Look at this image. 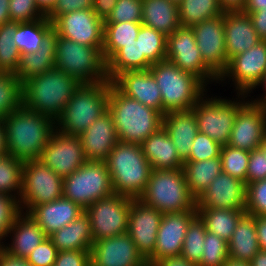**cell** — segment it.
I'll list each match as a JSON object with an SVG mask.
<instances>
[{"label": "cell", "instance_id": "cell-44", "mask_svg": "<svg viewBox=\"0 0 266 266\" xmlns=\"http://www.w3.org/2000/svg\"><path fill=\"white\" fill-rule=\"evenodd\" d=\"M206 232L205 223L197 215L188 226L180 256L198 266L201 262Z\"/></svg>", "mask_w": 266, "mask_h": 266}, {"label": "cell", "instance_id": "cell-40", "mask_svg": "<svg viewBox=\"0 0 266 266\" xmlns=\"http://www.w3.org/2000/svg\"><path fill=\"white\" fill-rule=\"evenodd\" d=\"M136 40H139L140 56L152 64L166 59L167 36L152 27L141 25Z\"/></svg>", "mask_w": 266, "mask_h": 266}, {"label": "cell", "instance_id": "cell-13", "mask_svg": "<svg viewBox=\"0 0 266 266\" xmlns=\"http://www.w3.org/2000/svg\"><path fill=\"white\" fill-rule=\"evenodd\" d=\"M166 59L197 77L206 87L209 83H219V78L202 59L192 27L180 26L167 36Z\"/></svg>", "mask_w": 266, "mask_h": 266}, {"label": "cell", "instance_id": "cell-8", "mask_svg": "<svg viewBox=\"0 0 266 266\" xmlns=\"http://www.w3.org/2000/svg\"><path fill=\"white\" fill-rule=\"evenodd\" d=\"M55 68L77 78L83 84L108 81L107 63L102 47H90L57 35Z\"/></svg>", "mask_w": 266, "mask_h": 266}, {"label": "cell", "instance_id": "cell-10", "mask_svg": "<svg viewBox=\"0 0 266 266\" xmlns=\"http://www.w3.org/2000/svg\"><path fill=\"white\" fill-rule=\"evenodd\" d=\"M112 193L111 176L104 161L87 160L63 179V197L77 203L84 210Z\"/></svg>", "mask_w": 266, "mask_h": 266}, {"label": "cell", "instance_id": "cell-9", "mask_svg": "<svg viewBox=\"0 0 266 266\" xmlns=\"http://www.w3.org/2000/svg\"><path fill=\"white\" fill-rule=\"evenodd\" d=\"M206 94L207 92L198 99L191 109L195 114L198 132L208 135L221 146L227 145L234 119L238 109L247 101V99L245 100L247 95L237 94V100L233 99L232 101L221 97L207 98Z\"/></svg>", "mask_w": 266, "mask_h": 266}, {"label": "cell", "instance_id": "cell-54", "mask_svg": "<svg viewBox=\"0 0 266 266\" xmlns=\"http://www.w3.org/2000/svg\"><path fill=\"white\" fill-rule=\"evenodd\" d=\"M94 0H56L46 17L53 22L59 15L93 7Z\"/></svg>", "mask_w": 266, "mask_h": 266}, {"label": "cell", "instance_id": "cell-68", "mask_svg": "<svg viewBox=\"0 0 266 266\" xmlns=\"http://www.w3.org/2000/svg\"><path fill=\"white\" fill-rule=\"evenodd\" d=\"M223 266H251L249 261L228 257Z\"/></svg>", "mask_w": 266, "mask_h": 266}, {"label": "cell", "instance_id": "cell-48", "mask_svg": "<svg viewBox=\"0 0 266 266\" xmlns=\"http://www.w3.org/2000/svg\"><path fill=\"white\" fill-rule=\"evenodd\" d=\"M142 0H117L104 23L141 22Z\"/></svg>", "mask_w": 266, "mask_h": 266}, {"label": "cell", "instance_id": "cell-19", "mask_svg": "<svg viewBox=\"0 0 266 266\" xmlns=\"http://www.w3.org/2000/svg\"><path fill=\"white\" fill-rule=\"evenodd\" d=\"M197 216V210L163 214L153 254L146 260L151 266L155 261L180 256L186 231Z\"/></svg>", "mask_w": 266, "mask_h": 266}, {"label": "cell", "instance_id": "cell-51", "mask_svg": "<svg viewBox=\"0 0 266 266\" xmlns=\"http://www.w3.org/2000/svg\"><path fill=\"white\" fill-rule=\"evenodd\" d=\"M221 145L208 135L198 132L186 161H202L220 156Z\"/></svg>", "mask_w": 266, "mask_h": 266}, {"label": "cell", "instance_id": "cell-20", "mask_svg": "<svg viewBox=\"0 0 266 266\" xmlns=\"http://www.w3.org/2000/svg\"><path fill=\"white\" fill-rule=\"evenodd\" d=\"M265 133V108L248 100L238 109L227 145L251 152L259 149Z\"/></svg>", "mask_w": 266, "mask_h": 266}, {"label": "cell", "instance_id": "cell-49", "mask_svg": "<svg viewBox=\"0 0 266 266\" xmlns=\"http://www.w3.org/2000/svg\"><path fill=\"white\" fill-rule=\"evenodd\" d=\"M245 211L253 216H266V179L247 185Z\"/></svg>", "mask_w": 266, "mask_h": 266}, {"label": "cell", "instance_id": "cell-22", "mask_svg": "<svg viewBox=\"0 0 266 266\" xmlns=\"http://www.w3.org/2000/svg\"><path fill=\"white\" fill-rule=\"evenodd\" d=\"M246 189L244 182L222 172L197 198V208L245 211Z\"/></svg>", "mask_w": 266, "mask_h": 266}, {"label": "cell", "instance_id": "cell-27", "mask_svg": "<svg viewBox=\"0 0 266 266\" xmlns=\"http://www.w3.org/2000/svg\"><path fill=\"white\" fill-rule=\"evenodd\" d=\"M8 237L12 239L11 244H5L6 246L3 245L1 248L13 257L24 259L47 238L42 228L25 212L16 218Z\"/></svg>", "mask_w": 266, "mask_h": 266}, {"label": "cell", "instance_id": "cell-53", "mask_svg": "<svg viewBox=\"0 0 266 266\" xmlns=\"http://www.w3.org/2000/svg\"><path fill=\"white\" fill-rule=\"evenodd\" d=\"M264 179H266V156L260 149L252 150L249 156L246 186Z\"/></svg>", "mask_w": 266, "mask_h": 266}, {"label": "cell", "instance_id": "cell-42", "mask_svg": "<svg viewBox=\"0 0 266 266\" xmlns=\"http://www.w3.org/2000/svg\"><path fill=\"white\" fill-rule=\"evenodd\" d=\"M22 165V161L9 154L0 156V193L20 199L22 192Z\"/></svg>", "mask_w": 266, "mask_h": 266}, {"label": "cell", "instance_id": "cell-2", "mask_svg": "<svg viewBox=\"0 0 266 266\" xmlns=\"http://www.w3.org/2000/svg\"><path fill=\"white\" fill-rule=\"evenodd\" d=\"M82 84L77 78L54 67L22 83V105L56 121Z\"/></svg>", "mask_w": 266, "mask_h": 266}, {"label": "cell", "instance_id": "cell-39", "mask_svg": "<svg viewBox=\"0 0 266 266\" xmlns=\"http://www.w3.org/2000/svg\"><path fill=\"white\" fill-rule=\"evenodd\" d=\"M181 26L193 27L224 13L218 0H182L178 4Z\"/></svg>", "mask_w": 266, "mask_h": 266}, {"label": "cell", "instance_id": "cell-60", "mask_svg": "<svg viewBox=\"0 0 266 266\" xmlns=\"http://www.w3.org/2000/svg\"><path fill=\"white\" fill-rule=\"evenodd\" d=\"M151 266H197L195 263L188 262L182 256L164 258L155 261Z\"/></svg>", "mask_w": 266, "mask_h": 266}, {"label": "cell", "instance_id": "cell-11", "mask_svg": "<svg viewBox=\"0 0 266 266\" xmlns=\"http://www.w3.org/2000/svg\"><path fill=\"white\" fill-rule=\"evenodd\" d=\"M63 197V178L40 160L22 165V192L19 199L22 212Z\"/></svg>", "mask_w": 266, "mask_h": 266}, {"label": "cell", "instance_id": "cell-59", "mask_svg": "<svg viewBox=\"0 0 266 266\" xmlns=\"http://www.w3.org/2000/svg\"><path fill=\"white\" fill-rule=\"evenodd\" d=\"M0 266H31L26 259L13 257L0 247Z\"/></svg>", "mask_w": 266, "mask_h": 266}, {"label": "cell", "instance_id": "cell-47", "mask_svg": "<svg viewBox=\"0 0 266 266\" xmlns=\"http://www.w3.org/2000/svg\"><path fill=\"white\" fill-rule=\"evenodd\" d=\"M22 213L20 201L18 198L0 193V247L4 245L10 229L16 221V218Z\"/></svg>", "mask_w": 266, "mask_h": 266}, {"label": "cell", "instance_id": "cell-34", "mask_svg": "<svg viewBox=\"0 0 266 266\" xmlns=\"http://www.w3.org/2000/svg\"><path fill=\"white\" fill-rule=\"evenodd\" d=\"M182 169L188 188L198 198L211 182L222 173L221 157L202 161H185Z\"/></svg>", "mask_w": 266, "mask_h": 266}, {"label": "cell", "instance_id": "cell-18", "mask_svg": "<svg viewBox=\"0 0 266 266\" xmlns=\"http://www.w3.org/2000/svg\"><path fill=\"white\" fill-rule=\"evenodd\" d=\"M163 214L140 199H132L128 216L127 233L137 251L147 260L154 252L156 236Z\"/></svg>", "mask_w": 266, "mask_h": 266}, {"label": "cell", "instance_id": "cell-62", "mask_svg": "<svg viewBox=\"0 0 266 266\" xmlns=\"http://www.w3.org/2000/svg\"><path fill=\"white\" fill-rule=\"evenodd\" d=\"M263 86L262 88L265 91L264 97L261 96V98H256L255 100L250 99V102L256 105H260L262 107L266 106V71L262 74L261 79L255 84V86L249 91L246 95L250 96L249 94L252 92V90L256 89L258 86Z\"/></svg>", "mask_w": 266, "mask_h": 266}, {"label": "cell", "instance_id": "cell-36", "mask_svg": "<svg viewBox=\"0 0 266 266\" xmlns=\"http://www.w3.org/2000/svg\"><path fill=\"white\" fill-rule=\"evenodd\" d=\"M141 22L104 23L102 53L106 63L125 45L136 40Z\"/></svg>", "mask_w": 266, "mask_h": 266}, {"label": "cell", "instance_id": "cell-63", "mask_svg": "<svg viewBox=\"0 0 266 266\" xmlns=\"http://www.w3.org/2000/svg\"><path fill=\"white\" fill-rule=\"evenodd\" d=\"M10 0H0V26L11 22L9 13Z\"/></svg>", "mask_w": 266, "mask_h": 266}, {"label": "cell", "instance_id": "cell-61", "mask_svg": "<svg viewBox=\"0 0 266 266\" xmlns=\"http://www.w3.org/2000/svg\"><path fill=\"white\" fill-rule=\"evenodd\" d=\"M224 11L242 10L246 0H218Z\"/></svg>", "mask_w": 266, "mask_h": 266}, {"label": "cell", "instance_id": "cell-65", "mask_svg": "<svg viewBox=\"0 0 266 266\" xmlns=\"http://www.w3.org/2000/svg\"><path fill=\"white\" fill-rule=\"evenodd\" d=\"M8 154L4 122L0 119V156Z\"/></svg>", "mask_w": 266, "mask_h": 266}, {"label": "cell", "instance_id": "cell-1", "mask_svg": "<svg viewBox=\"0 0 266 266\" xmlns=\"http://www.w3.org/2000/svg\"><path fill=\"white\" fill-rule=\"evenodd\" d=\"M7 152L22 162L39 160L51 135L55 121L23 105L4 117Z\"/></svg>", "mask_w": 266, "mask_h": 266}, {"label": "cell", "instance_id": "cell-25", "mask_svg": "<svg viewBox=\"0 0 266 266\" xmlns=\"http://www.w3.org/2000/svg\"><path fill=\"white\" fill-rule=\"evenodd\" d=\"M224 32L228 60L261 41L248 14L242 10L224 11Z\"/></svg>", "mask_w": 266, "mask_h": 266}, {"label": "cell", "instance_id": "cell-38", "mask_svg": "<svg viewBox=\"0 0 266 266\" xmlns=\"http://www.w3.org/2000/svg\"><path fill=\"white\" fill-rule=\"evenodd\" d=\"M52 29L53 24L46 16L33 22H17L13 38L20 54L36 52L43 38Z\"/></svg>", "mask_w": 266, "mask_h": 266}, {"label": "cell", "instance_id": "cell-52", "mask_svg": "<svg viewBox=\"0 0 266 266\" xmlns=\"http://www.w3.org/2000/svg\"><path fill=\"white\" fill-rule=\"evenodd\" d=\"M57 254V248L47 237L26 257V260L31 266H53Z\"/></svg>", "mask_w": 266, "mask_h": 266}, {"label": "cell", "instance_id": "cell-21", "mask_svg": "<svg viewBox=\"0 0 266 266\" xmlns=\"http://www.w3.org/2000/svg\"><path fill=\"white\" fill-rule=\"evenodd\" d=\"M91 266H147L129 234L123 233L93 243L90 252Z\"/></svg>", "mask_w": 266, "mask_h": 266}, {"label": "cell", "instance_id": "cell-43", "mask_svg": "<svg viewBox=\"0 0 266 266\" xmlns=\"http://www.w3.org/2000/svg\"><path fill=\"white\" fill-rule=\"evenodd\" d=\"M22 105V84L13 73L0 72V119Z\"/></svg>", "mask_w": 266, "mask_h": 266}, {"label": "cell", "instance_id": "cell-7", "mask_svg": "<svg viewBox=\"0 0 266 266\" xmlns=\"http://www.w3.org/2000/svg\"><path fill=\"white\" fill-rule=\"evenodd\" d=\"M138 199L162 214L197 210V198L188 188L182 168L152 169L146 188Z\"/></svg>", "mask_w": 266, "mask_h": 266}, {"label": "cell", "instance_id": "cell-37", "mask_svg": "<svg viewBox=\"0 0 266 266\" xmlns=\"http://www.w3.org/2000/svg\"><path fill=\"white\" fill-rule=\"evenodd\" d=\"M152 63L140 56L139 40L122 47L108 62L107 76L113 81L119 74L125 71L148 70Z\"/></svg>", "mask_w": 266, "mask_h": 266}, {"label": "cell", "instance_id": "cell-28", "mask_svg": "<svg viewBox=\"0 0 266 266\" xmlns=\"http://www.w3.org/2000/svg\"><path fill=\"white\" fill-rule=\"evenodd\" d=\"M162 127L175 145L180 159L185 162L198 133L194 112L192 110L168 112L163 115Z\"/></svg>", "mask_w": 266, "mask_h": 266}, {"label": "cell", "instance_id": "cell-30", "mask_svg": "<svg viewBox=\"0 0 266 266\" xmlns=\"http://www.w3.org/2000/svg\"><path fill=\"white\" fill-rule=\"evenodd\" d=\"M141 147L152 169L183 167L184 162L180 159L175 145L163 127L144 140Z\"/></svg>", "mask_w": 266, "mask_h": 266}, {"label": "cell", "instance_id": "cell-31", "mask_svg": "<svg viewBox=\"0 0 266 266\" xmlns=\"http://www.w3.org/2000/svg\"><path fill=\"white\" fill-rule=\"evenodd\" d=\"M49 238L58 251H91L94 241L89 216L82 213Z\"/></svg>", "mask_w": 266, "mask_h": 266}, {"label": "cell", "instance_id": "cell-15", "mask_svg": "<svg viewBox=\"0 0 266 266\" xmlns=\"http://www.w3.org/2000/svg\"><path fill=\"white\" fill-rule=\"evenodd\" d=\"M192 28L205 65L220 78L229 63L226 56L224 13L204 20Z\"/></svg>", "mask_w": 266, "mask_h": 266}, {"label": "cell", "instance_id": "cell-45", "mask_svg": "<svg viewBox=\"0 0 266 266\" xmlns=\"http://www.w3.org/2000/svg\"><path fill=\"white\" fill-rule=\"evenodd\" d=\"M250 152L223 145L220 151L222 172L246 184Z\"/></svg>", "mask_w": 266, "mask_h": 266}, {"label": "cell", "instance_id": "cell-70", "mask_svg": "<svg viewBox=\"0 0 266 266\" xmlns=\"http://www.w3.org/2000/svg\"><path fill=\"white\" fill-rule=\"evenodd\" d=\"M169 1L174 2L178 5L182 0H169Z\"/></svg>", "mask_w": 266, "mask_h": 266}, {"label": "cell", "instance_id": "cell-35", "mask_svg": "<svg viewBox=\"0 0 266 266\" xmlns=\"http://www.w3.org/2000/svg\"><path fill=\"white\" fill-rule=\"evenodd\" d=\"M246 211L221 208H197V215L205 223L206 230L228 242L240 218Z\"/></svg>", "mask_w": 266, "mask_h": 266}, {"label": "cell", "instance_id": "cell-57", "mask_svg": "<svg viewBox=\"0 0 266 266\" xmlns=\"http://www.w3.org/2000/svg\"><path fill=\"white\" fill-rule=\"evenodd\" d=\"M116 4L117 0H94L92 10L100 19L105 21Z\"/></svg>", "mask_w": 266, "mask_h": 266}, {"label": "cell", "instance_id": "cell-4", "mask_svg": "<svg viewBox=\"0 0 266 266\" xmlns=\"http://www.w3.org/2000/svg\"><path fill=\"white\" fill-rule=\"evenodd\" d=\"M114 193L138 199L148 183L152 167L139 144L119 141L104 160Z\"/></svg>", "mask_w": 266, "mask_h": 266}, {"label": "cell", "instance_id": "cell-23", "mask_svg": "<svg viewBox=\"0 0 266 266\" xmlns=\"http://www.w3.org/2000/svg\"><path fill=\"white\" fill-rule=\"evenodd\" d=\"M112 82L126 96L165 114L159 86L149 69L125 71Z\"/></svg>", "mask_w": 266, "mask_h": 266}, {"label": "cell", "instance_id": "cell-56", "mask_svg": "<svg viewBox=\"0 0 266 266\" xmlns=\"http://www.w3.org/2000/svg\"><path fill=\"white\" fill-rule=\"evenodd\" d=\"M248 14L259 39L266 41V8L259 11H243Z\"/></svg>", "mask_w": 266, "mask_h": 266}, {"label": "cell", "instance_id": "cell-16", "mask_svg": "<svg viewBox=\"0 0 266 266\" xmlns=\"http://www.w3.org/2000/svg\"><path fill=\"white\" fill-rule=\"evenodd\" d=\"M39 160L64 179L82 166L87 158L79 136H69L55 130Z\"/></svg>", "mask_w": 266, "mask_h": 266}, {"label": "cell", "instance_id": "cell-58", "mask_svg": "<svg viewBox=\"0 0 266 266\" xmlns=\"http://www.w3.org/2000/svg\"><path fill=\"white\" fill-rule=\"evenodd\" d=\"M255 225L260 250L266 251V216H255Z\"/></svg>", "mask_w": 266, "mask_h": 266}, {"label": "cell", "instance_id": "cell-33", "mask_svg": "<svg viewBox=\"0 0 266 266\" xmlns=\"http://www.w3.org/2000/svg\"><path fill=\"white\" fill-rule=\"evenodd\" d=\"M259 250L255 216L245 213L228 241L229 257L250 262Z\"/></svg>", "mask_w": 266, "mask_h": 266}, {"label": "cell", "instance_id": "cell-3", "mask_svg": "<svg viewBox=\"0 0 266 266\" xmlns=\"http://www.w3.org/2000/svg\"><path fill=\"white\" fill-rule=\"evenodd\" d=\"M108 111L111 113L119 141L141 145L162 127L163 115L123 94L110 85Z\"/></svg>", "mask_w": 266, "mask_h": 266}, {"label": "cell", "instance_id": "cell-26", "mask_svg": "<svg viewBox=\"0 0 266 266\" xmlns=\"http://www.w3.org/2000/svg\"><path fill=\"white\" fill-rule=\"evenodd\" d=\"M84 212L85 210L77 203L61 197L50 203L35 206L28 214L49 237Z\"/></svg>", "mask_w": 266, "mask_h": 266}, {"label": "cell", "instance_id": "cell-50", "mask_svg": "<svg viewBox=\"0 0 266 266\" xmlns=\"http://www.w3.org/2000/svg\"><path fill=\"white\" fill-rule=\"evenodd\" d=\"M10 20L13 22H33L46 14L38 7L36 0H10Z\"/></svg>", "mask_w": 266, "mask_h": 266}, {"label": "cell", "instance_id": "cell-17", "mask_svg": "<svg viewBox=\"0 0 266 266\" xmlns=\"http://www.w3.org/2000/svg\"><path fill=\"white\" fill-rule=\"evenodd\" d=\"M266 71V41H260L245 52L229 60L219 82L232 79L237 94H247Z\"/></svg>", "mask_w": 266, "mask_h": 266}, {"label": "cell", "instance_id": "cell-69", "mask_svg": "<svg viewBox=\"0 0 266 266\" xmlns=\"http://www.w3.org/2000/svg\"><path fill=\"white\" fill-rule=\"evenodd\" d=\"M259 149L263 152V154L266 156V133L264 135V138L261 142V145L259 147Z\"/></svg>", "mask_w": 266, "mask_h": 266}, {"label": "cell", "instance_id": "cell-24", "mask_svg": "<svg viewBox=\"0 0 266 266\" xmlns=\"http://www.w3.org/2000/svg\"><path fill=\"white\" fill-rule=\"evenodd\" d=\"M79 137L87 160L104 161L119 142L112 115L108 110Z\"/></svg>", "mask_w": 266, "mask_h": 266}, {"label": "cell", "instance_id": "cell-32", "mask_svg": "<svg viewBox=\"0 0 266 266\" xmlns=\"http://www.w3.org/2000/svg\"><path fill=\"white\" fill-rule=\"evenodd\" d=\"M141 23L168 36L181 26L178 5L169 0H142Z\"/></svg>", "mask_w": 266, "mask_h": 266}, {"label": "cell", "instance_id": "cell-29", "mask_svg": "<svg viewBox=\"0 0 266 266\" xmlns=\"http://www.w3.org/2000/svg\"><path fill=\"white\" fill-rule=\"evenodd\" d=\"M57 32L52 29L41 41L36 52L21 54L15 76L20 83L29 78L50 71L55 67Z\"/></svg>", "mask_w": 266, "mask_h": 266}, {"label": "cell", "instance_id": "cell-55", "mask_svg": "<svg viewBox=\"0 0 266 266\" xmlns=\"http://www.w3.org/2000/svg\"><path fill=\"white\" fill-rule=\"evenodd\" d=\"M91 251H58L53 266H91Z\"/></svg>", "mask_w": 266, "mask_h": 266}, {"label": "cell", "instance_id": "cell-5", "mask_svg": "<svg viewBox=\"0 0 266 266\" xmlns=\"http://www.w3.org/2000/svg\"><path fill=\"white\" fill-rule=\"evenodd\" d=\"M113 82L82 84L65 105L62 115L55 121L56 131L79 136L108 110L110 85Z\"/></svg>", "mask_w": 266, "mask_h": 266}, {"label": "cell", "instance_id": "cell-67", "mask_svg": "<svg viewBox=\"0 0 266 266\" xmlns=\"http://www.w3.org/2000/svg\"><path fill=\"white\" fill-rule=\"evenodd\" d=\"M56 0H36L38 7L47 14L54 6Z\"/></svg>", "mask_w": 266, "mask_h": 266}, {"label": "cell", "instance_id": "cell-66", "mask_svg": "<svg viewBox=\"0 0 266 266\" xmlns=\"http://www.w3.org/2000/svg\"><path fill=\"white\" fill-rule=\"evenodd\" d=\"M251 266H266V251L259 250L258 253L250 261Z\"/></svg>", "mask_w": 266, "mask_h": 266}, {"label": "cell", "instance_id": "cell-41", "mask_svg": "<svg viewBox=\"0 0 266 266\" xmlns=\"http://www.w3.org/2000/svg\"><path fill=\"white\" fill-rule=\"evenodd\" d=\"M17 22L0 26V72L16 73L20 62V52L14 40Z\"/></svg>", "mask_w": 266, "mask_h": 266}, {"label": "cell", "instance_id": "cell-12", "mask_svg": "<svg viewBox=\"0 0 266 266\" xmlns=\"http://www.w3.org/2000/svg\"><path fill=\"white\" fill-rule=\"evenodd\" d=\"M131 200L130 197L112 193L85 209L91 222L94 242L127 232Z\"/></svg>", "mask_w": 266, "mask_h": 266}, {"label": "cell", "instance_id": "cell-46", "mask_svg": "<svg viewBox=\"0 0 266 266\" xmlns=\"http://www.w3.org/2000/svg\"><path fill=\"white\" fill-rule=\"evenodd\" d=\"M203 247L198 266H223L229 257L228 242L209 231L206 232Z\"/></svg>", "mask_w": 266, "mask_h": 266}, {"label": "cell", "instance_id": "cell-14", "mask_svg": "<svg viewBox=\"0 0 266 266\" xmlns=\"http://www.w3.org/2000/svg\"><path fill=\"white\" fill-rule=\"evenodd\" d=\"M53 29L60 37L90 47H103L104 21L89 9L59 15Z\"/></svg>", "mask_w": 266, "mask_h": 266}, {"label": "cell", "instance_id": "cell-6", "mask_svg": "<svg viewBox=\"0 0 266 266\" xmlns=\"http://www.w3.org/2000/svg\"><path fill=\"white\" fill-rule=\"evenodd\" d=\"M149 70L159 86L165 114L190 111L207 90L197 77L167 59L152 64Z\"/></svg>", "mask_w": 266, "mask_h": 266}, {"label": "cell", "instance_id": "cell-64", "mask_svg": "<svg viewBox=\"0 0 266 266\" xmlns=\"http://www.w3.org/2000/svg\"><path fill=\"white\" fill-rule=\"evenodd\" d=\"M266 8V0H246L242 11H259Z\"/></svg>", "mask_w": 266, "mask_h": 266}]
</instances>
